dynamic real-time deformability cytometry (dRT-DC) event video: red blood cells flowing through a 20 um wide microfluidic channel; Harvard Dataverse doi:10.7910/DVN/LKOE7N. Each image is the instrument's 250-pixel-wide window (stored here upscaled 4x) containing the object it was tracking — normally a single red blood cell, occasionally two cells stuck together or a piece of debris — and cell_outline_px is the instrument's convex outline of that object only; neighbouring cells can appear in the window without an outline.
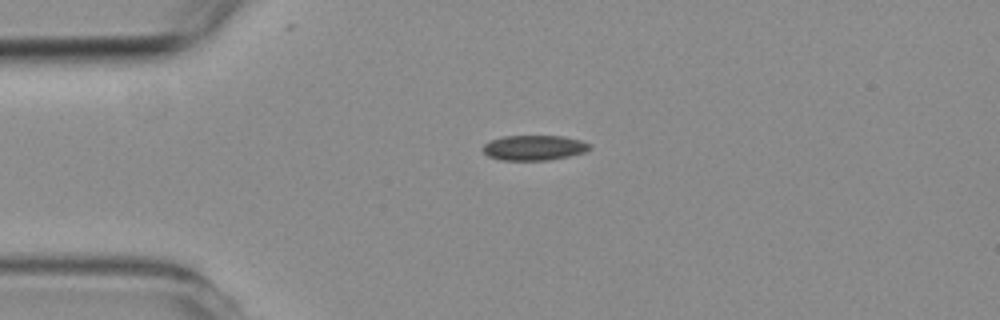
{"species": "common noctule bat (a hibernating species)", "species_latin": "Nyctalus noctula", "temperature_condition": "room temperature", "stored_images_in_passage": 1, "camera_frame_rate_fps": 3000, "um_per_image_px": 0.085, "animal": {"sex": "female", "body_mass_g": 19.3, "forearm_length_mm": 54.1}, "frame": {"image": 1, "passage_image": 1, "time_ms": 0.0, "image_size_px": [1000, 320], "cell_outline_px": [[592, 148], [584, 152], [568, 156], [548, 160], [500, 160], [488, 156], [484, 152], [484, 144], [492, 140], [504, 136], [564, 136], [580, 140], [588, 144]], "centroid_in_image_um": [45.4, 12.56], "position_along_channel_um": 39.6, "area_um2": 15.43}}